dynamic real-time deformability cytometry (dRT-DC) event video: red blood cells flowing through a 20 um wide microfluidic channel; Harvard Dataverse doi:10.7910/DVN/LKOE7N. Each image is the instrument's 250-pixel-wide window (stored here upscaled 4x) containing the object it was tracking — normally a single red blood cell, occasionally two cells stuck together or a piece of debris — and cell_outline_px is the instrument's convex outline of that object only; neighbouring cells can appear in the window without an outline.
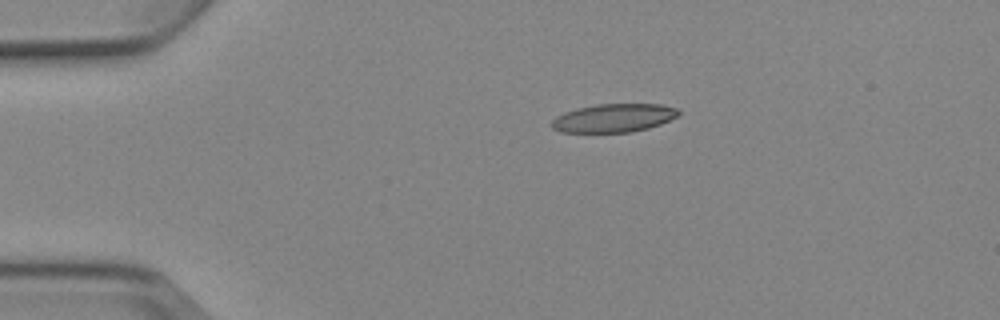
{"species": "Egyptian fruit bat (a non-hibernating species)", "species_latin": "Rousettus aegyptiacus", "temperature_condition": "cold", "stored_images_in_passage": 4, "camera_frame_rate_fps": 3000, "um_per_image_px": 0.085, "animal": {"sex": "female"}, "frame": {"image": 1, "passage_image": 1, "time_ms": 0.0, "image_size_px": [1000, 320], "cell_outline_px": [[680, 112], [676, 116], [660, 124], [648, 128], [632, 132], [560, 132], [552, 128], [548, 124], [556, 116], [564, 112], [576, 108], [596, 104], [660, 104], [676, 108]], "centroid_in_image_um": [52.1, 10.03], "position_along_channel_um": 32.9, "area_um2": 21.04}}
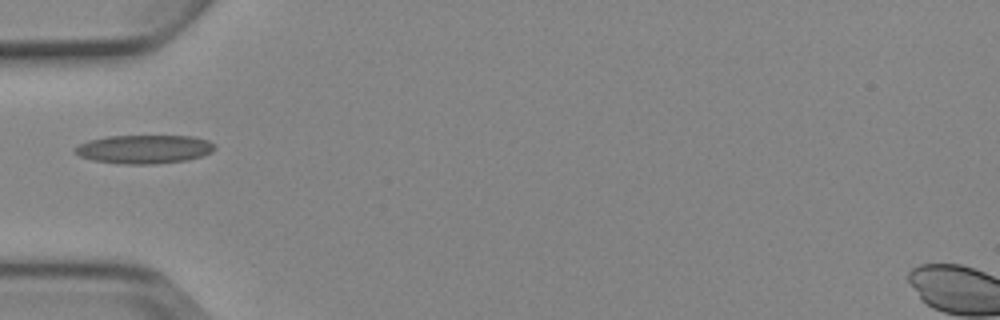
{"frame": {"image": 2, "passage_image": 3, "time_ms": 2.333, "image_size_px": [1000, 320], "cell_outline_px": [[216, 148], [212, 152], [188, 160], [152, 164], [116, 164], [92, 160], [80, 156], [72, 148], [88, 140], [108, 136], [192, 136], [208, 140], [216, 144]], "centroid_in_image_um": [12.26, 12.68], "position_along_channel_um": 72.7, "area_um2": 23.47}}
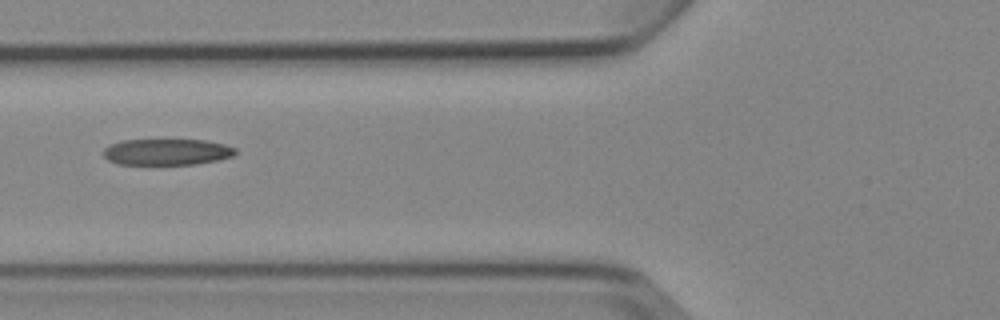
{"frame": {"image": 3, "passage_image": 4, "time_ms": 3.333, "image_size_px": [1000, 320], "cell_outline_px": [[236, 152], [232, 156], [220, 160], [196, 164], [116, 164], [108, 160], [104, 156], [104, 148], [112, 144], [124, 140], [204, 140], [224, 144], [236, 148]], "centroid_in_image_um": [14.2, 12.92], "position_along_channel_um": 111.6, "area_um2": 20.11}}